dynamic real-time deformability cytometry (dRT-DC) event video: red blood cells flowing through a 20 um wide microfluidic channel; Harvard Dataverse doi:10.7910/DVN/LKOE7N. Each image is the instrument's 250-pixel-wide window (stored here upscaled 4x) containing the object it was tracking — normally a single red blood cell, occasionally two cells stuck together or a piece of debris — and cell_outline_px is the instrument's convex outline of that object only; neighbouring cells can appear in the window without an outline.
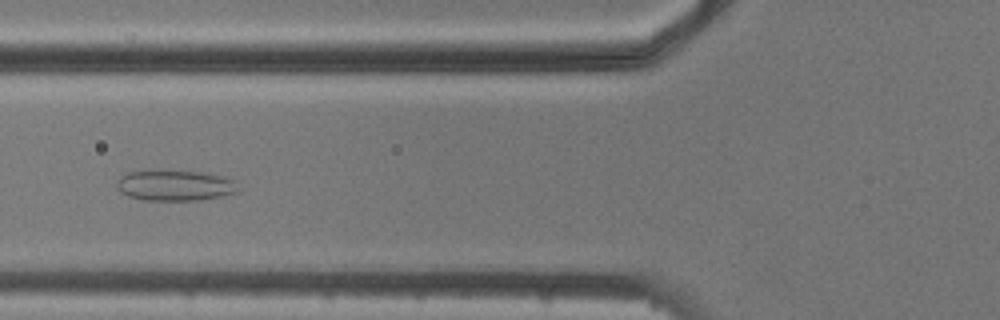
{"species": "common noctule bat (a hibernating species)", "species_latin": "Nyctalus noctula", "temperature_condition": "cold", "stored_images_in_passage": 8, "camera_frame_rate_fps": 3000, "um_per_image_px": 0.085, "animal": {"sex": "male", "body_mass_g": 20.5, "forearm_length_mm": 52.5}, "frame": {"image": 1, "passage_image": 6, "time_ms": 5.667, "image_size_px": [1000, 320], "cell_outline_px": [[236, 192], [220, 196], [196, 200], [144, 200], [128, 196], [120, 192], [116, 184], [116, 180], [120, 176], [128, 172], [208, 172], [224, 176], [232, 180], [236, 188]], "centroid_in_image_um": [14.83, 15.78], "position_along_channel_um": 111.0, "area_um2": 21.1}}
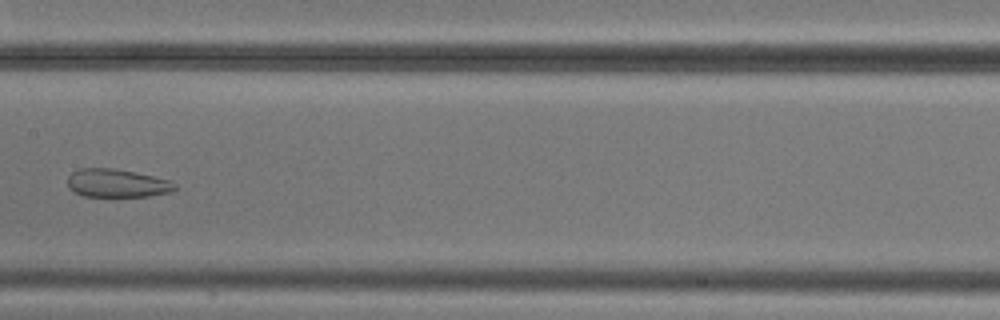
{"frame": {"image": 2, "passage_image": 8, "time_ms": 8.0, "image_size_px": [1000, 320], "cell_outline_px": [[176, 188], [168, 192], [148, 196], [84, 196], [68, 188], [68, 176], [72, 172], [80, 168], [112, 168], [152, 176], [168, 180], [176, 184]], "centroid_in_image_um": [9.9, 15.57], "position_along_channel_um": 197.5, "area_um2": 17.34}}